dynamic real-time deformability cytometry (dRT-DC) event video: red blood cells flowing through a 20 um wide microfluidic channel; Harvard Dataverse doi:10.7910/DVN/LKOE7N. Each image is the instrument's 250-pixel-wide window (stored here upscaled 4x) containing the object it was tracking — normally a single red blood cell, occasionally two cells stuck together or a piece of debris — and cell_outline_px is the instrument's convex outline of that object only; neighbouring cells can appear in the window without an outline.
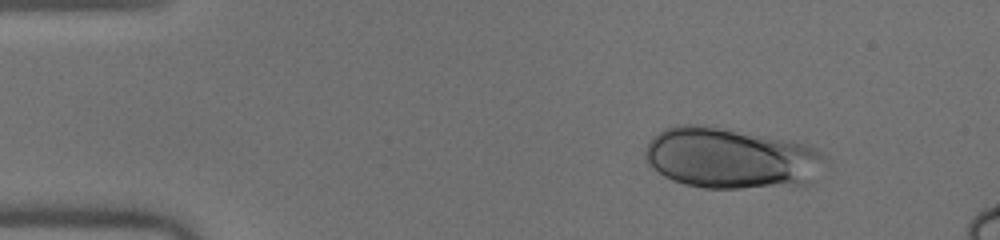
{"species": "human", "species_latin": "Homo sapiens", "temperature_condition": "warm", "stored_images_in_passage": 51, "camera_frame_rate_fps": 3000, "um_per_image_px": 0.085, "donor": {"sex": "male"}, "frame": {"image": 1, "passage_image": 7, "time_ms": 2.0, "image_size_px": [1000, 240], "cell_outline_px": [[832, 160], [812, 184], [740, 188], [704, 188], [684, 184], [672, 180], [664, 176], [652, 168], [648, 164], [644, 156], [644, 152], [648, 144], [664, 128], [676, 124], [700, 124], [808, 144], [816, 148], [828, 156]], "centroid_in_image_um": [62.22, 13.46], "position_along_channel_um": 22.8, "area_um2": 64.62}}
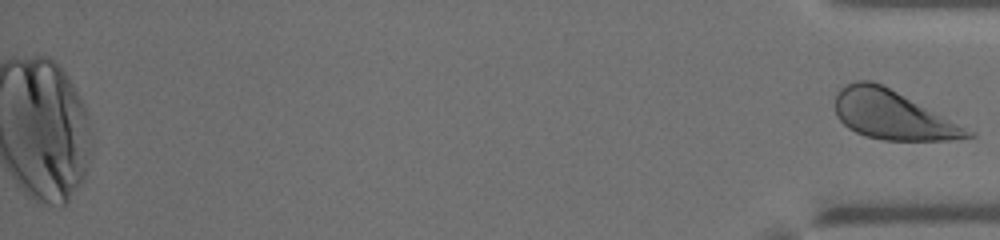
{"frame": {"image": 2, "passage_image": 51, "time_ms": 16.667, "image_size_px": [1000, 240], "cell_outline_px": [[976, 136], [952, 140], [884, 140], [864, 136], [848, 128], [836, 116], [836, 92], [844, 84], [856, 80], [872, 80], [976, 132]], "centroid_in_image_um": [75.85, 9.78], "position_along_channel_um": 359.4, "area_um2": 37.4}}